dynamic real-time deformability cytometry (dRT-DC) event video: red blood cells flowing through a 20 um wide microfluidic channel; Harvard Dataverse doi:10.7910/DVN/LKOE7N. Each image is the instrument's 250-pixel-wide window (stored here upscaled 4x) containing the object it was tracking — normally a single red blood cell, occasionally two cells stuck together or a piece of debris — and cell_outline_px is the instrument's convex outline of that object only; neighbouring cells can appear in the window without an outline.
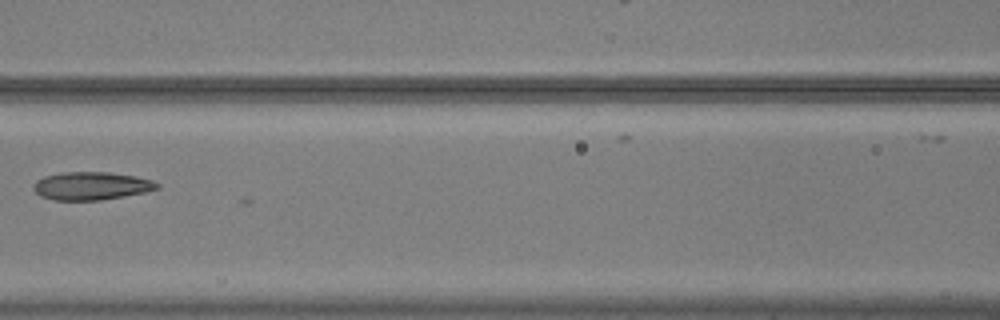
{"species": "common noctule bat (a hibernating species)", "species_latin": "Nyctalus noctula", "temperature_condition": "warm", "stored_images_in_passage": 27, "camera_frame_rate_fps": 3000, "um_per_image_px": 0.085, "animal": {"sex": "male", "body_mass_g": 20.5, "forearm_length_mm": 52.5}, "frame": {"image": 1, "passage_image": 26, "time_ms": 8.333, "image_size_px": [1000, 320], "cell_outline_px": [[160, 188], [144, 192], [124, 196], [100, 200], [52, 200], [40, 196], [32, 188], [32, 184], [36, 180], [44, 176], [64, 172], [108, 172], [136, 176], [152, 180], [160, 184]], "centroid_in_image_um": [7.74, 15.8], "position_along_channel_um": 158.9, "area_um2": 20.29}}